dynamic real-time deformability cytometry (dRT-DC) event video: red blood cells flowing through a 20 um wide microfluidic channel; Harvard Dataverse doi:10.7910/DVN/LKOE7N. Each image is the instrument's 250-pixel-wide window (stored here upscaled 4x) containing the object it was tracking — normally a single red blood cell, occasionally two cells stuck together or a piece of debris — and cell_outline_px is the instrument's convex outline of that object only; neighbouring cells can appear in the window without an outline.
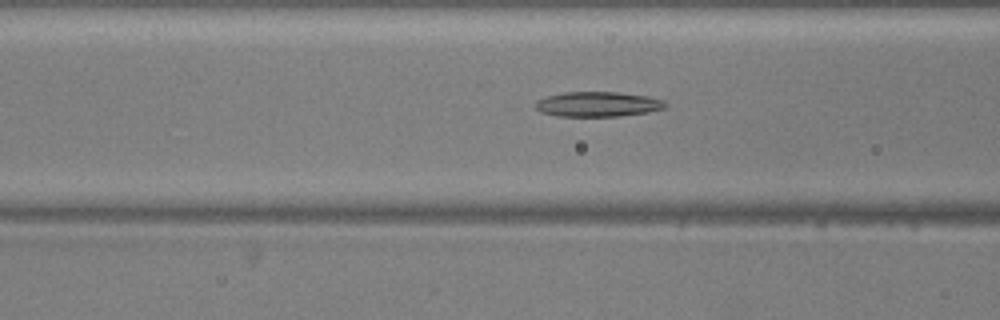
{"species": "common noctule bat (a hibernating species)", "species_latin": "Nyctalus noctula", "temperature_condition": "warm", "stored_images_in_passage": 52, "camera_frame_rate_fps": 3000, "um_per_image_px": 0.085, "animal": {"sex": "male", "body_mass_g": 20.5, "forearm_length_mm": 52.5}, "frame": {"image": 1, "passage_image": 20, "time_ms": 6.333, "image_size_px": [1000, 320], "cell_outline_px": [[668, 108], [648, 112], [620, 116], [556, 116], [540, 112], [536, 108], [536, 100], [548, 96], [564, 92], [616, 92], [648, 96], [664, 100], [668, 104]], "centroid_in_image_um": [50.86, 8.86], "position_along_channel_um": 115.7, "area_um2": 19.02}}
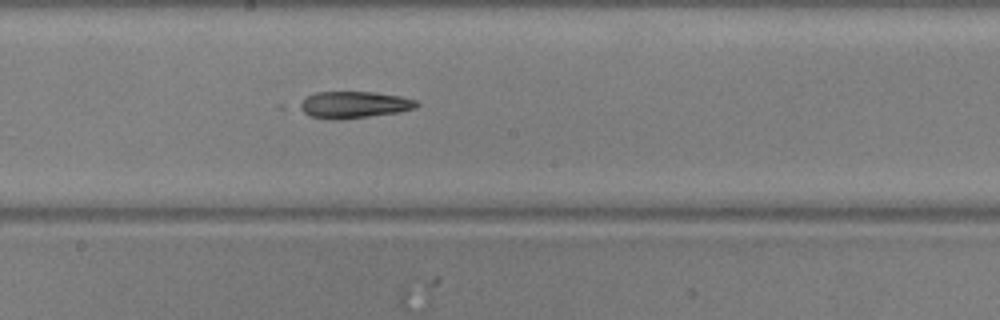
{"frame": {"image": 2, "passage_image": 28, "time_ms": 9.0, "image_size_px": [1000, 320], "cell_outline_px": [[420, 104], [416, 108], [400, 112], [344, 120], [332, 120], [308, 116], [296, 108], [296, 104], [308, 96], [316, 92], [376, 92], [400, 96], [416, 100]], "centroid_in_image_um": [30.04, 8.92], "position_along_channel_um": 218.2, "area_um2": 18.73}}
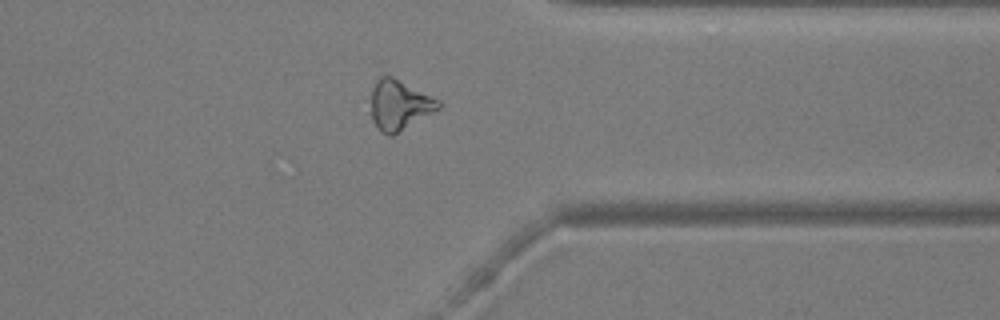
{"frame": {"image": 3, "passage_image": 41, "time_ms": 13.333, "image_size_px": [1000, 320], "cell_outline_px": [[440, 108], [392, 136], [388, 136], [372, 120], [372, 88], [376, 80], [380, 76], [392, 76], [440, 100]], "centroid_in_image_um": [33.95, 8.9], "position_along_channel_um": 377.4, "area_um2": 19.25}}